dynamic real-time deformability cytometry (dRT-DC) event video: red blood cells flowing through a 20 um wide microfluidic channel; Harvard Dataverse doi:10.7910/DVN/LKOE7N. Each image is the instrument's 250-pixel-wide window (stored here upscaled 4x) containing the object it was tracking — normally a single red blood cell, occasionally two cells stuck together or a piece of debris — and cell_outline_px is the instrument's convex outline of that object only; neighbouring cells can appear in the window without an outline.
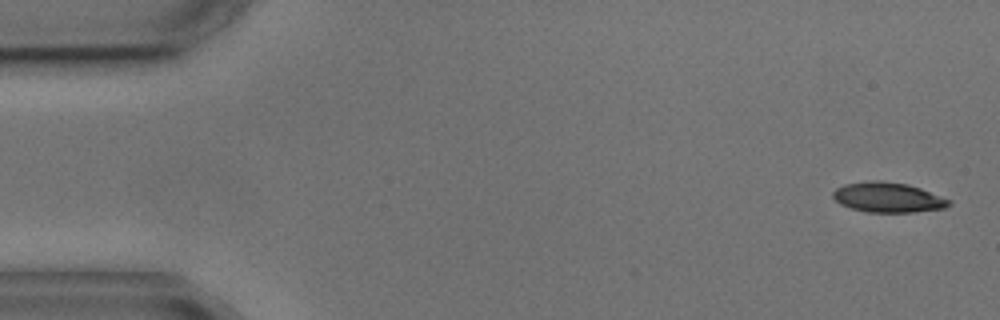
{"species": "common noctule bat (a hibernating species)", "species_latin": "Nyctalus noctula", "temperature_condition": "cold", "stored_images_in_passage": 5, "camera_frame_rate_fps": 3000, "um_per_image_px": 0.085, "animal": {"sex": "male", "body_mass_g": 17.9, "forearm_length_mm": 54.2}, "frame": {"image": 1, "passage_image": 1, "time_ms": 0.0, "image_size_px": [1000, 320], "cell_outline_px": [[952, 204], [944, 208], [916, 212], [868, 212], [852, 208], [840, 204], [832, 196], [832, 192], [836, 188], [844, 184], [872, 180], [880, 180], [908, 184], [920, 188], [952, 200]], "centroid_in_image_um": [75.49, 16.77], "position_along_channel_um": 9.5, "area_um2": 20.35}}
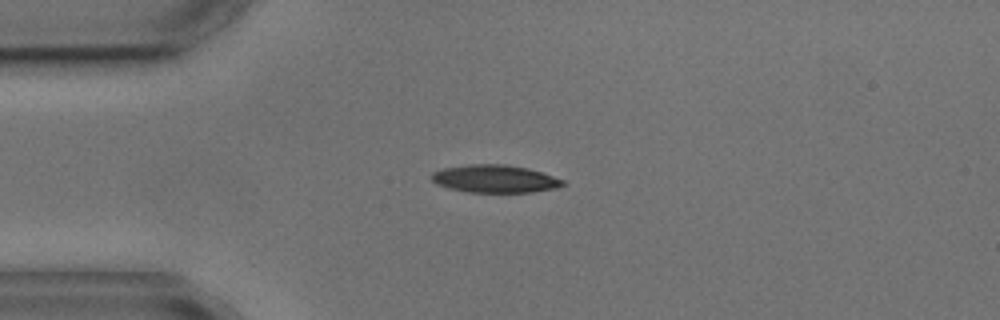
{"frame": {"image": 2, "passage_image": 4, "time_ms": 3.667, "image_size_px": [1000, 320], "cell_outline_px": [[568, 184], [556, 188], [532, 192], [468, 192], [448, 188], [436, 184], [432, 180], [432, 172], [444, 168], [472, 164], [504, 164], [528, 168], [564, 180]], "centroid_in_image_um": [42.08, 15.2], "position_along_channel_um": 42.9, "area_um2": 21.15}}